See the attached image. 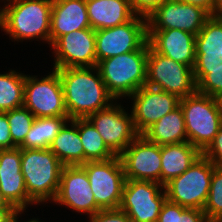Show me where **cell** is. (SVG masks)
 Listing matches in <instances>:
<instances>
[{"instance_id": "30bf717a", "label": "cell", "mask_w": 222, "mask_h": 222, "mask_svg": "<svg viewBox=\"0 0 222 222\" xmlns=\"http://www.w3.org/2000/svg\"><path fill=\"white\" fill-rule=\"evenodd\" d=\"M166 199L164 186L160 183L126 179L119 209L132 222H157Z\"/></svg>"}, {"instance_id": "ac0fdd59", "label": "cell", "mask_w": 222, "mask_h": 222, "mask_svg": "<svg viewBox=\"0 0 222 222\" xmlns=\"http://www.w3.org/2000/svg\"><path fill=\"white\" fill-rule=\"evenodd\" d=\"M0 191L16 210H26L29 205L35 204L27 194L21 172L20 147L0 149Z\"/></svg>"}, {"instance_id": "7bdbcfd3", "label": "cell", "mask_w": 222, "mask_h": 222, "mask_svg": "<svg viewBox=\"0 0 222 222\" xmlns=\"http://www.w3.org/2000/svg\"><path fill=\"white\" fill-rule=\"evenodd\" d=\"M213 222H222V218H220V219H216V220L213 221Z\"/></svg>"}, {"instance_id": "44dd1931", "label": "cell", "mask_w": 222, "mask_h": 222, "mask_svg": "<svg viewBox=\"0 0 222 222\" xmlns=\"http://www.w3.org/2000/svg\"><path fill=\"white\" fill-rule=\"evenodd\" d=\"M194 67H214L222 63V15L210 16L195 36Z\"/></svg>"}, {"instance_id": "cb8c5ba5", "label": "cell", "mask_w": 222, "mask_h": 222, "mask_svg": "<svg viewBox=\"0 0 222 222\" xmlns=\"http://www.w3.org/2000/svg\"><path fill=\"white\" fill-rule=\"evenodd\" d=\"M49 149L64 166L84 164V149L78 131V118L70 119L64 124Z\"/></svg>"}, {"instance_id": "83f0119b", "label": "cell", "mask_w": 222, "mask_h": 222, "mask_svg": "<svg viewBox=\"0 0 222 222\" xmlns=\"http://www.w3.org/2000/svg\"><path fill=\"white\" fill-rule=\"evenodd\" d=\"M25 76L11 69L0 74V112L23 107Z\"/></svg>"}, {"instance_id": "9a60e30c", "label": "cell", "mask_w": 222, "mask_h": 222, "mask_svg": "<svg viewBox=\"0 0 222 222\" xmlns=\"http://www.w3.org/2000/svg\"><path fill=\"white\" fill-rule=\"evenodd\" d=\"M210 15L200 7L168 0L147 18V30L179 29L197 35Z\"/></svg>"}, {"instance_id": "f546056e", "label": "cell", "mask_w": 222, "mask_h": 222, "mask_svg": "<svg viewBox=\"0 0 222 222\" xmlns=\"http://www.w3.org/2000/svg\"><path fill=\"white\" fill-rule=\"evenodd\" d=\"M157 222H208V220L203 210L186 208L166 199Z\"/></svg>"}, {"instance_id": "b9f144b4", "label": "cell", "mask_w": 222, "mask_h": 222, "mask_svg": "<svg viewBox=\"0 0 222 222\" xmlns=\"http://www.w3.org/2000/svg\"><path fill=\"white\" fill-rule=\"evenodd\" d=\"M4 222H17V210Z\"/></svg>"}, {"instance_id": "3957f363", "label": "cell", "mask_w": 222, "mask_h": 222, "mask_svg": "<svg viewBox=\"0 0 222 222\" xmlns=\"http://www.w3.org/2000/svg\"><path fill=\"white\" fill-rule=\"evenodd\" d=\"M148 41L138 50L99 61L97 68L108 92L116 99L130 97L146 84Z\"/></svg>"}, {"instance_id": "484cf974", "label": "cell", "mask_w": 222, "mask_h": 222, "mask_svg": "<svg viewBox=\"0 0 222 222\" xmlns=\"http://www.w3.org/2000/svg\"><path fill=\"white\" fill-rule=\"evenodd\" d=\"M69 117L35 118L24 142L19 146L24 149H47L60 132Z\"/></svg>"}, {"instance_id": "2e32d148", "label": "cell", "mask_w": 222, "mask_h": 222, "mask_svg": "<svg viewBox=\"0 0 222 222\" xmlns=\"http://www.w3.org/2000/svg\"><path fill=\"white\" fill-rule=\"evenodd\" d=\"M130 98L133 101L130 112L139 135H142L164 115L177 108L180 101L174 94L147 85L138 89L128 99Z\"/></svg>"}, {"instance_id": "9c48e42d", "label": "cell", "mask_w": 222, "mask_h": 222, "mask_svg": "<svg viewBox=\"0 0 222 222\" xmlns=\"http://www.w3.org/2000/svg\"><path fill=\"white\" fill-rule=\"evenodd\" d=\"M49 73L43 78H37L38 75L25 76L23 106L35 118L68 117L59 73L55 69Z\"/></svg>"}, {"instance_id": "ee69618b", "label": "cell", "mask_w": 222, "mask_h": 222, "mask_svg": "<svg viewBox=\"0 0 222 222\" xmlns=\"http://www.w3.org/2000/svg\"><path fill=\"white\" fill-rule=\"evenodd\" d=\"M220 104H221V108H222V96L219 98Z\"/></svg>"}, {"instance_id": "603a6c76", "label": "cell", "mask_w": 222, "mask_h": 222, "mask_svg": "<svg viewBox=\"0 0 222 222\" xmlns=\"http://www.w3.org/2000/svg\"><path fill=\"white\" fill-rule=\"evenodd\" d=\"M201 155L202 152L188 141L161 146L160 184L164 186L183 174Z\"/></svg>"}, {"instance_id": "52a82bcc", "label": "cell", "mask_w": 222, "mask_h": 222, "mask_svg": "<svg viewBox=\"0 0 222 222\" xmlns=\"http://www.w3.org/2000/svg\"><path fill=\"white\" fill-rule=\"evenodd\" d=\"M145 85L174 94L179 99L197 91L193 68L157 53L149 41Z\"/></svg>"}, {"instance_id": "7c38bea8", "label": "cell", "mask_w": 222, "mask_h": 222, "mask_svg": "<svg viewBox=\"0 0 222 222\" xmlns=\"http://www.w3.org/2000/svg\"><path fill=\"white\" fill-rule=\"evenodd\" d=\"M124 108L115 101L87 117L107 147L117 156L139 135L134 127L132 113L128 114Z\"/></svg>"}, {"instance_id": "74e56055", "label": "cell", "mask_w": 222, "mask_h": 222, "mask_svg": "<svg viewBox=\"0 0 222 222\" xmlns=\"http://www.w3.org/2000/svg\"><path fill=\"white\" fill-rule=\"evenodd\" d=\"M16 209L13 207H2L0 208V222H4L7 220L14 212Z\"/></svg>"}, {"instance_id": "4dcf8cb0", "label": "cell", "mask_w": 222, "mask_h": 222, "mask_svg": "<svg viewBox=\"0 0 222 222\" xmlns=\"http://www.w3.org/2000/svg\"><path fill=\"white\" fill-rule=\"evenodd\" d=\"M6 115L9 121L10 135L13 144L19 147L24 142L35 120V116L24 106L7 111Z\"/></svg>"}, {"instance_id": "5b68a950", "label": "cell", "mask_w": 222, "mask_h": 222, "mask_svg": "<svg viewBox=\"0 0 222 222\" xmlns=\"http://www.w3.org/2000/svg\"><path fill=\"white\" fill-rule=\"evenodd\" d=\"M188 142L203 152L222 126V108L219 99L195 93L181 98Z\"/></svg>"}, {"instance_id": "836d02e7", "label": "cell", "mask_w": 222, "mask_h": 222, "mask_svg": "<svg viewBox=\"0 0 222 222\" xmlns=\"http://www.w3.org/2000/svg\"><path fill=\"white\" fill-rule=\"evenodd\" d=\"M88 217L90 222H132L127 214L120 209L100 210Z\"/></svg>"}, {"instance_id": "277c9868", "label": "cell", "mask_w": 222, "mask_h": 222, "mask_svg": "<svg viewBox=\"0 0 222 222\" xmlns=\"http://www.w3.org/2000/svg\"><path fill=\"white\" fill-rule=\"evenodd\" d=\"M63 167L49 148H21V172L27 194L35 205L55 199Z\"/></svg>"}, {"instance_id": "6da1fadb", "label": "cell", "mask_w": 222, "mask_h": 222, "mask_svg": "<svg viewBox=\"0 0 222 222\" xmlns=\"http://www.w3.org/2000/svg\"><path fill=\"white\" fill-rule=\"evenodd\" d=\"M55 70L60 76L69 119L87 118L115 102L116 99L108 92L97 66Z\"/></svg>"}, {"instance_id": "7a4b0ae2", "label": "cell", "mask_w": 222, "mask_h": 222, "mask_svg": "<svg viewBox=\"0 0 222 222\" xmlns=\"http://www.w3.org/2000/svg\"><path fill=\"white\" fill-rule=\"evenodd\" d=\"M6 1L0 9V29L14 42L40 39L50 45L52 0Z\"/></svg>"}, {"instance_id": "e0dca14e", "label": "cell", "mask_w": 222, "mask_h": 222, "mask_svg": "<svg viewBox=\"0 0 222 222\" xmlns=\"http://www.w3.org/2000/svg\"><path fill=\"white\" fill-rule=\"evenodd\" d=\"M126 179L160 183L161 146L138 135L119 155Z\"/></svg>"}, {"instance_id": "e575fe53", "label": "cell", "mask_w": 222, "mask_h": 222, "mask_svg": "<svg viewBox=\"0 0 222 222\" xmlns=\"http://www.w3.org/2000/svg\"><path fill=\"white\" fill-rule=\"evenodd\" d=\"M131 8L136 16L148 18L158 7L168 0H130Z\"/></svg>"}, {"instance_id": "5bb4252c", "label": "cell", "mask_w": 222, "mask_h": 222, "mask_svg": "<svg viewBox=\"0 0 222 222\" xmlns=\"http://www.w3.org/2000/svg\"><path fill=\"white\" fill-rule=\"evenodd\" d=\"M53 202L65 205L77 213H87L89 216L102 210L96 204L87 173L81 165L63 167L58 192Z\"/></svg>"}, {"instance_id": "ab89813d", "label": "cell", "mask_w": 222, "mask_h": 222, "mask_svg": "<svg viewBox=\"0 0 222 222\" xmlns=\"http://www.w3.org/2000/svg\"><path fill=\"white\" fill-rule=\"evenodd\" d=\"M2 207H12V206L8 203V201L4 198L2 192L0 191V208Z\"/></svg>"}, {"instance_id": "60d3db41", "label": "cell", "mask_w": 222, "mask_h": 222, "mask_svg": "<svg viewBox=\"0 0 222 222\" xmlns=\"http://www.w3.org/2000/svg\"><path fill=\"white\" fill-rule=\"evenodd\" d=\"M24 212V210H17V222H19L18 221V218L20 217V215L22 214ZM19 216V217H18ZM24 222H43V221H39V219L37 218V219H35V217L34 218H32V219H30L29 221H24Z\"/></svg>"}, {"instance_id": "d4e9b609", "label": "cell", "mask_w": 222, "mask_h": 222, "mask_svg": "<svg viewBox=\"0 0 222 222\" xmlns=\"http://www.w3.org/2000/svg\"><path fill=\"white\" fill-rule=\"evenodd\" d=\"M149 142L160 146L187 142L186 126L180 106L164 115L142 134Z\"/></svg>"}, {"instance_id": "f35d334b", "label": "cell", "mask_w": 222, "mask_h": 222, "mask_svg": "<svg viewBox=\"0 0 222 222\" xmlns=\"http://www.w3.org/2000/svg\"><path fill=\"white\" fill-rule=\"evenodd\" d=\"M214 15H222V0H213Z\"/></svg>"}, {"instance_id": "ba28073f", "label": "cell", "mask_w": 222, "mask_h": 222, "mask_svg": "<svg viewBox=\"0 0 222 222\" xmlns=\"http://www.w3.org/2000/svg\"><path fill=\"white\" fill-rule=\"evenodd\" d=\"M90 182L96 204L102 209H119L126 177L120 156L81 165Z\"/></svg>"}, {"instance_id": "1f68e13d", "label": "cell", "mask_w": 222, "mask_h": 222, "mask_svg": "<svg viewBox=\"0 0 222 222\" xmlns=\"http://www.w3.org/2000/svg\"><path fill=\"white\" fill-rule=\"evenodd\" d=\"M203 211L208 222L222 218V167H215Z\"/></svg>"}, {"instance_id": "f1b7e54d", "label": "cell", "mask_w": 222, "mask_h": 222, "mask_svg": "<svg viewBox=\"0 0 222 222\" xmlns=\"http://www.w3.org/2000/svg\"><path fill=\"white\" fill-rule=\"evenodd\" d=\"M197 91L219 99L222 96V63L214 67H194Z\"/></svg>"}, {"instance_id": "4316f807", "label": "cell", "mask_w": 222, "mask_h": 222, "mask_svg": "<svg viewBox=\"0 0 222 222\" xmlns=\"http://www.w3.org/2000/svg\"><path fill=\"white\" fill-rule=\"evenodd\" d=\"M78 131L84 149V163L104 161L116 156L87 118H78Z\"/></svg>"}, {"instance_id": "8992f818", "label": "cell", "mask_w": 222, "mask_h": 222, "mask_svg": "<svg viewBox=\"0 0 222 222\" xmlns=\"http://www.w3.org/2000/svg\"><path fill=\"white\" fill-rule=\"evenodd\" d=\"M215 167L201 155L183 174L164 185L167 200L186 208L203 210Z\"/></svg>"}, {"instance_id": "ffe728a7", "label": "cell", "mask_w": 222, "mask_h": 222, "mask_svg": "<svg viewBox=\"0 0 222 222\" xmlns=\"http://www.w3.org/2000/svg\"><path fill=\"white\" fill-rule=\"evenodd\" d=\"M91 28L86 0H52L50 45L70 32Z\"/></svg>"}, {"instance_id": "d590c367", "label": "cell", "mask_w": 222, "mask_h": 222, "mask_svg": "<svg viewBox=\"0 0 222 222\" xmlns=\"http://www.w3.org/2000/svg\"><path fill=\"white\" fill-rule=\"evenodd\" d=\"M16 146L13 144L9 121L6 112H0V149H13Z\"/></svg>"}, {"instance_id": "8fae6325", "label": "cell", "mask_w": 222, "mask_h": 222, "mask_svg": "<svg viewBox=\"0 0 222 222\" xmlns=\"http://www.w3.org/2000/svg\"><path fill=\"white\" fill-rule=\"evenodd\" d=\"M148 41L147 19L134 16L112 28L95 30L97 63L107 58L140 49Z\"/></svg>"}, {"instance_id": "d6986e66", "label": "cell", "mask_w": 222, "mask_h": 222, "mask_svg": "<svg viewBox=\"0 0 222 222\" xmlns=\"http://www.w3.org/2000/svg\"><path fill=\"white\" fill-rule=\"evenodd\" d=\"M150 46L159 54L194 68L195 35L179 30H147Z\"/></svg>"}, {"instance_id": "7402d4cb", "label": "cell", "mask_w": 222, "mask_h": 222, "mask_svg": "<svg viewBox=\"0 0 222 222\" xmlns=\"http://www.w3.org/2000/svg\"><path fill=\"white\" fill-rule=\"evenodd\" d=\"M86 6L93 30L112 28L135 16L130 0H86Z\"/></svg>"}, {"instance_id": "d6a6232c", "label": "cell", "mask_w": 222, "mask_h": 222, "mask_svg": "<svg viewBox=\"0 0 222 222\" xmlns=\"http://www.w3.org/2000/svg\"><path fill=\"white\" fill-rule=\"evenodd\" d=\"M215 166L222 167V126L209 146L202 152Z\"/></svg>"}, {"instance_id": "8d00e7d4", "label": "cell", "mask_w": 222, "mask_h": 222, "mask_svg": "<svg viewBox=\"0 0 222 222\" xmlns=\"http://www.w3.org/2000/svg\"><path fill=\"white\" fill-rule=\"evenodd\" d=\"M185 4H191L205 10L210 16L214 15V2L213 0H177Z\"/></svg>"}, {"instance_id": "4fadbf2b", "label": "cell", "mask_w": 222, "mask_h": 222, "mask_svg": "<svg viewBox=\"0 0 222 222\" xmlns=\"http://www.w3.org/2000/svg\"><path fill=\"white\" fill-rule=\"evenodd\" d=\"M54 50L53 69L97 66L95 30L85 28L57 38L52 44Z\"/></svg>"}]
</instances>
